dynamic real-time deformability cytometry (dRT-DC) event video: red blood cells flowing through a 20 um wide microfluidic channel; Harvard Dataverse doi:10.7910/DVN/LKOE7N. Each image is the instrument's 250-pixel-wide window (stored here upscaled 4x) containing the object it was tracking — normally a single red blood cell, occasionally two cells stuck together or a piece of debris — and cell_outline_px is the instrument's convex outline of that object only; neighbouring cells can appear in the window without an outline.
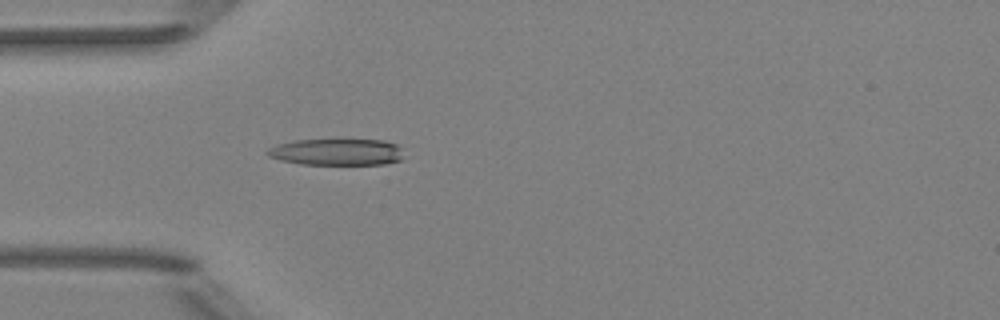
{"species": "Egyptian fruit bat (a non-hibernating species)", "species_latin": "Rousettus aegyptiacus", "temperature_condition": "room temperature", "stored_images_in_passage": 4, "camera_frame_rate_fps": 3000, "um_per_image_px": 0.085, "animal": {"sex": "female"}, "frame": {"image": 1, "passage_image": 4, "time_ms": 4.333, "image_size_px": [1000, 320], "cell_outline_px": [[404, 148], [400, 160], [384, 164], [300, 164], [280, 160], [268, 156], [264, 152], [268, 148], [276, 144], [296, 140], [384, 140], [396, 144]], "centroid_in_image_um": [28.61, 12.92], "position_along_channel_um": 56.4, "area_um2": 21.21}}